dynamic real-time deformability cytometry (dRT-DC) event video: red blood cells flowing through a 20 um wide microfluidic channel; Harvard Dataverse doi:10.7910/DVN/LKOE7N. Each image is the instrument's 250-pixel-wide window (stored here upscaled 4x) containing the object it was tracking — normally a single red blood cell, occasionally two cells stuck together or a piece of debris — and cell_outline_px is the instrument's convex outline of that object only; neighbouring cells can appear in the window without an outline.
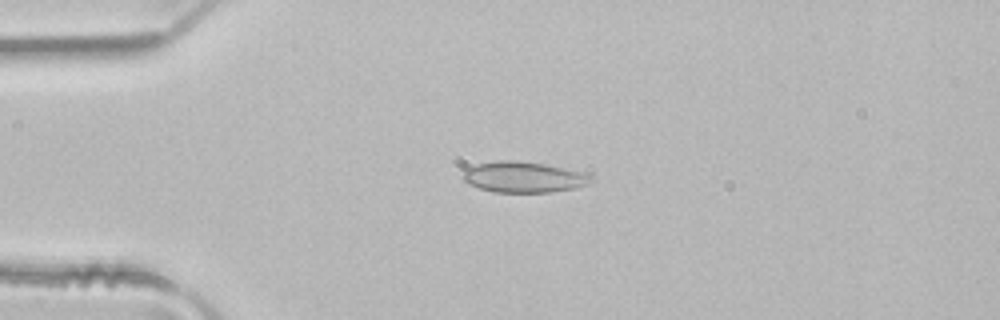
{"species": "common noctule bat (a hibernating species)", "species_latin": "Nyctalus noctula", "temperature_condition": "room temperature", "stored_images_in_passage": 4, "camera_frame_rate_fps": 3000, "um_per_image_px": 0.085, "animal": {"sex": "male", "body_mass_g": 21.5, "forearm_length_mm": 52.0}, "frame": {"image": 1, "passage_image": 3, "time_ms": 0.667, "image_size_px": [1000, 320], "cell_outline_px": [[596, 176], [588, 184], [576, 188], [552, 192], [492, 192], [468, 184], [460, 176], [468, 168], [476, 164], [500, 160], [516, 160], [544, 164], [584, 172]], "centroid_in_image_um": [44.53, 15.05], "position_along_channel_um": 40.5, "area_um2": 23.18}}